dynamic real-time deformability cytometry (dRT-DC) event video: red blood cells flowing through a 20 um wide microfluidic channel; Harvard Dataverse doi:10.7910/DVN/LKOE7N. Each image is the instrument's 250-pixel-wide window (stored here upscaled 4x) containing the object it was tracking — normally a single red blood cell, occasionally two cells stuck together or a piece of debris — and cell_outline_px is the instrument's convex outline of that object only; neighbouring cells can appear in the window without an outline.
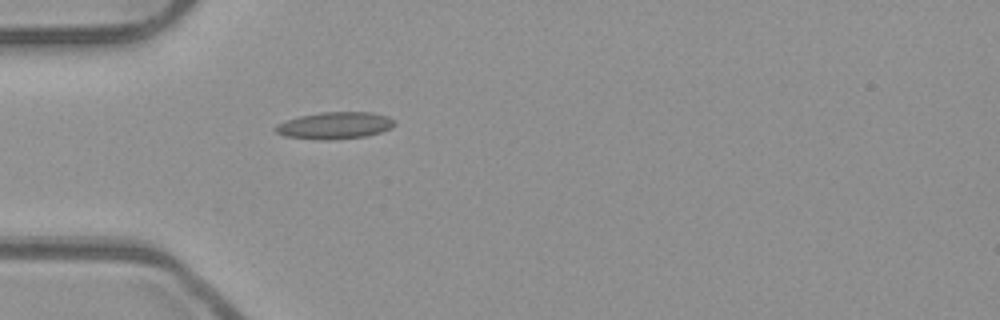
{"species": "common noctule bat (a hibernating species)", "species_latin": "Nyctalus noctula", "temperature_condition": "room temperature", "stored_images_in_passage": 11, "camera_frame_rate_fps": 3000, "um_per_image_px": 0.085, "animal": {"sex": "male", "body_mass_g": 23.1, "forearm_length_mm": 52.7}, "frame": {"image": 1, "passage_image": 1, "time_ms": 0.0, "image_size_px": [1000, 320], "cell_outline_px": [[396, 124], [392, 128], [368, 136], [328, 140], [324, 140], [284, 136], [276, 132], [272, 128], [276, 124], [300, 116], [320, 112], [372, 112], [388, 116]], "centroid_in_image_um": [28.46, 10.66], "position_along_channel_um": 56.5, "area_um2": 18.73}}
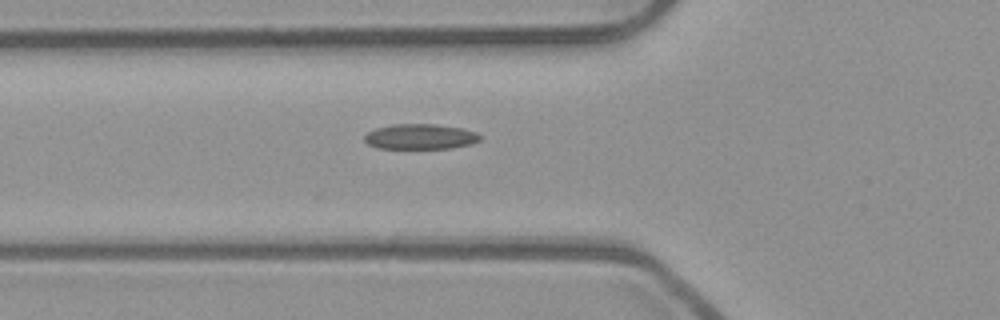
{"frame": {"image": 2, "passage_image": 4, "time_ms": 1.0, "image_size_px": [1000, 320], "cell_outline_px": [[484, 136], [480, 140], [472, 144], [452, 148], [376, 148], [368, 144], [364, 140], [364, 136], [368, 132], [376, 128], [392, 124], [436, 124], [464, 128], [476, 132]], "centroid_in_image_um": [35.77, 11.61], "position_along_channel_um": 90.0, "area_um2": 17.22}}
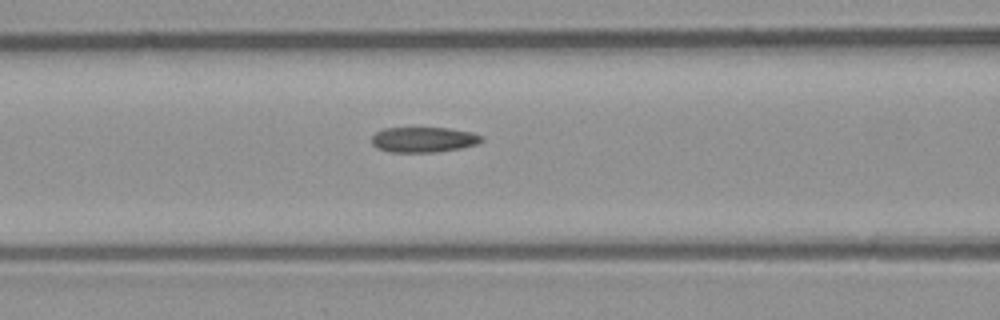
{"frame": {"image": 3, "passage_image": 7, "time_ms": 2.0, "image_size_px": [1000, 320], "cell_outline_px": [[484, 140], [476, 144], [460, 148], [436, 152], [388, 152], [376, 148], [372, 144], [372, 136], [376, 132], [384, 128], [448, 128], [472, 132], [484, 136]], "centroid_in_image_um": [36.0, 11.87], "position_along_channel_um": 130.6, "area_um2": 16.3}}